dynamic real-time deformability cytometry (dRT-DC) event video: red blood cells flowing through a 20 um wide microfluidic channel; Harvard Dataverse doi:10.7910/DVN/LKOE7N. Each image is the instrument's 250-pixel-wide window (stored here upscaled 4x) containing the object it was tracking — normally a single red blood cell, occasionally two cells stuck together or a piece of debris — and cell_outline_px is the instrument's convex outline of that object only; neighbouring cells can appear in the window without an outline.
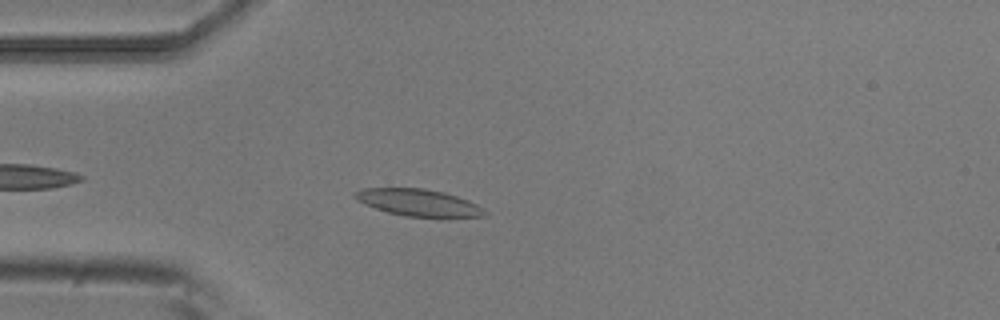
{"species": "common noctule bat (a hibernating species)", "species_latin": "Nyctalus noctula", "temperature_condition": "room temperature", "stored_images_in_passage": 5, "camera_frame_rate_fps": 3000, "um_per_image_px": 0.085, "animal": {"sex": "male", "body_mass_g": 20.5, "forearm_length_mm": 52.5}, "frame": {"image": 1, "passage_image": 4, "time_ms": 1.0, "image_size_px": [1000, 320], "cell_outline_px": [[488, 212], [484, 216], [448, 220], [404, 216], [388, 212], [364, 204], [356, 200], [352, 196], [352, 192], [360, 188], [424, 188], [444, 192], [468, 200], [484, 208]], "centroid_in_image_um": [35.63, 17.26], "position_along_channel_um": 49.4, "area_um2": 21.39}}